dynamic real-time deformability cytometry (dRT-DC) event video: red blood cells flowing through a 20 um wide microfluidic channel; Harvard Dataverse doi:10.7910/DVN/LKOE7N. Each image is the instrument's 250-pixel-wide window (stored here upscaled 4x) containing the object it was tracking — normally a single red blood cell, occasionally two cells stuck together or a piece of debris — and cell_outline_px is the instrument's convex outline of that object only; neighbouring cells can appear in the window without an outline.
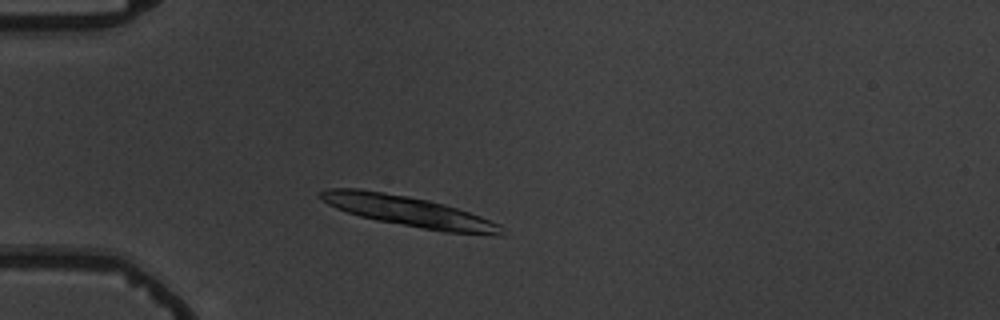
{"species": "common noctule bat (a hibernating species)", "species_latin": "Nyctalus noctula", "temperature_condition": "warm", "stored_images_in_passage": 3, "camera_frame_rate_fps": 3000, "um_per_image_px": 0.085, "animal": {"sex": "male", "body_mass_g": 19.5, "forearm_length_mm": 54.6}, "frame": {"image": 1, "passage_image": 3, "time_ms": 2.333, "image_size_px": [1000, 320], "cell_outline_px": [[504, 236], [496, 236], [444, 232], [376, 220], [360, 216], [336, 208], [328, 204], [316, 196], [320, 192], [328, 188], [360, 188], [408, 196], [428, 200], [444, 204], [480, 216], [500, 224], [504, 228]], "centroid_in_image_um": [34.77, 17.98], "position_along_channel_um": 50.2, "area_um2": 32.25}}